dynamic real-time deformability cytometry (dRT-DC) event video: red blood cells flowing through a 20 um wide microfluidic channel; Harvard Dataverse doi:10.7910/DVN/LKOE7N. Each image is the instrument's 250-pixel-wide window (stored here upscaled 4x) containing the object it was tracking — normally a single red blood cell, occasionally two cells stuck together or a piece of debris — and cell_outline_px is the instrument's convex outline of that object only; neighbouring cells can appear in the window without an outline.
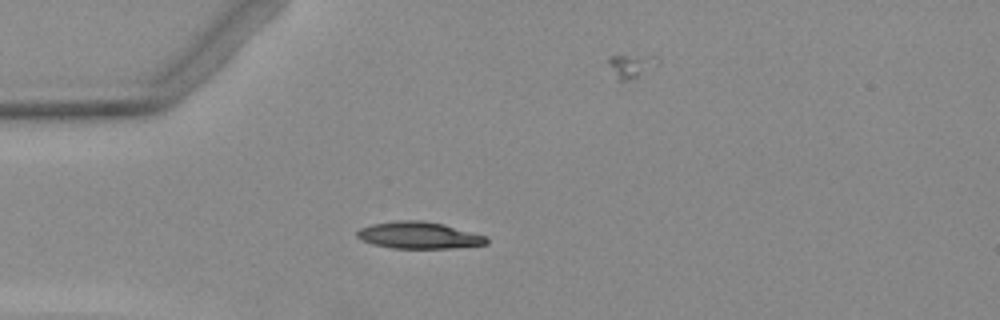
{"species": "Egyptian fruit bat (a non-hibernating species)", "species_latin": "Rousettus aegyptiacus", "temperature_condition": "warm", "stored_images_in_passage": 5, "camera_frame_rate_fps": 3000, "um_per_image_px": 0.085, "animal": {"sex": "female"}, "frame": {"image": 1, "passage_image": 3, "time_ms": 2.667, "image_size_px": [1000, 320], "cell_outline_px": [[488, 244], [452, 248], [392, 248], [372, 244], [356, 236], [356, 232], [360, 228], [372, 224], [396, 220], [424, 220], [444, 224], [484, 236], [488, 240]], "centroid_in_image_um": [35.58, 19.99], "position_along_channel_um": 49.4, "area_um2": 20.11}}